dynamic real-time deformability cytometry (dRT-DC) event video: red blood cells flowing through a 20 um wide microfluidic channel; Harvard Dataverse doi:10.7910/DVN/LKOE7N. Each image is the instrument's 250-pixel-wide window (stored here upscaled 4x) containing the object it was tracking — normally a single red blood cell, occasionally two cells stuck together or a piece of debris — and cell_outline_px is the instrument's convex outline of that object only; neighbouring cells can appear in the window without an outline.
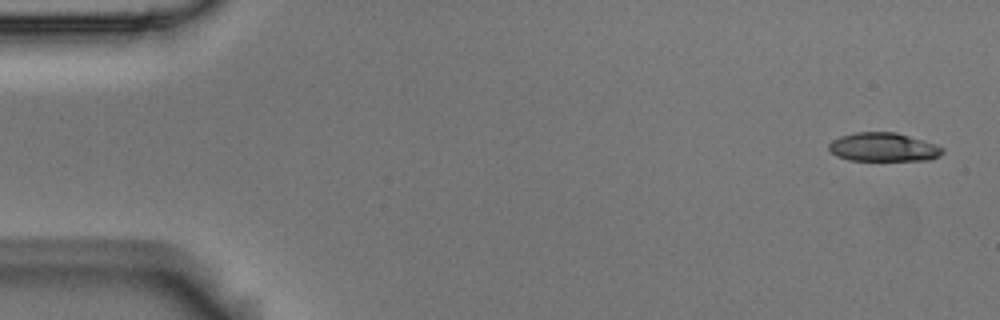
{"species": "Egyptian fruit bat (a non-hibernating species)", "species_latin": "Rousettus aegyptiacus", "temperature_condition": "room temperature", "stored_images_in_passage": 4, "camera_frame_rate_fps": 3000, "um_per_image_px": 0.085, "animal": {"sex": "male"}, "frame": {"image": 1, "passage_image": 1, "time_ms": 0.0, "image_size_px": [1000, 320], "cell_outline_px": [[944, 152], [940, 156], [932, 160], [848, 160], [836, 156], [828, 152], [828, 144], [832, 140], [840, 136], [856, 132], [896, 132], [944, 148]], "centroid_in_image_um": [75.03, 12.52], "position_along_channel_um": 10.0, "area_um2": 19.02}}
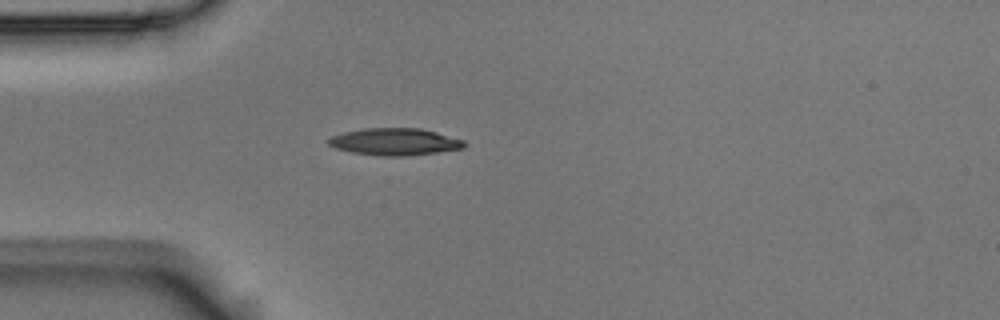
{"frame": {"image": 2, "passage_image": 4, "time_ms": 1.0, "image_size_px": [1000, 320], "cell_outline_px": [[468, 144], [464, 148], [436, 152], [404, 156], [384, 156], [352, 152], [336, 148], [328, 144], [324, 140], [332, 136], [344, 132], [364, 128], [420, 128], [436, 132], [464, 140]], "centroid_in_image_um": [33.55, 12.04], "position_along_channel_um": 51.5, "area_um2": 21.39}}